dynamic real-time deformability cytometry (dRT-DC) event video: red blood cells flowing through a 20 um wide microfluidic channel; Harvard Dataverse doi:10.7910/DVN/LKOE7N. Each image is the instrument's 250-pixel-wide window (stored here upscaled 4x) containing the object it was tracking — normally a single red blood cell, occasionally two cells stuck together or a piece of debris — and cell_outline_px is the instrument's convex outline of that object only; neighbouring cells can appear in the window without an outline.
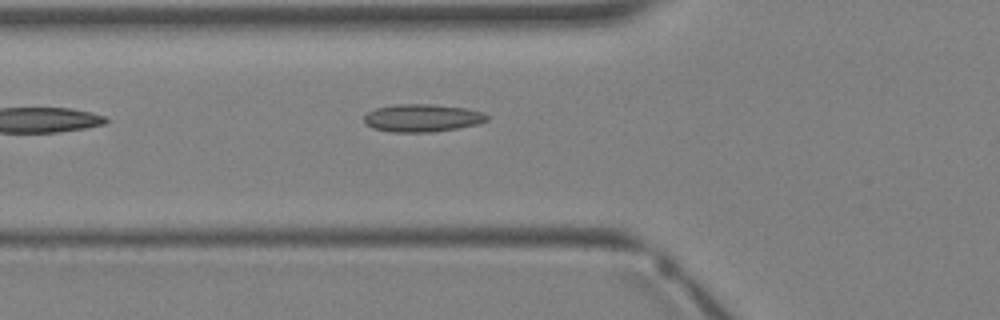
{"species": "Egyptian fruit bat (a non-hibernating species)", "species_latin": "Rousettus aegyptiacus", "temperature_condition": "warm", "stored_images_in_passage": 4, "camera_frame_rate_fps": 3000, "um_per_image_px": 0.085, "animal": {"sex": "female"}, "frame": {"image": 1, "passage_image": 4, "time_ms": 3.333, "image_size_px": [1000, 320], "cell_outline_px": [[488, 120], [476, 124], [456, 128], [432, 132], [392, 132], [372, 128], [364, 120], [364, 116], [368, 112], [376, 108], [396, 104], [432, 104], [464, 108], [480, 112], [488, 116]], "centroid_in_image_um": [35.86, 10.03], "position_along_channel_um": 89.9, "area_um2": 19.59}}